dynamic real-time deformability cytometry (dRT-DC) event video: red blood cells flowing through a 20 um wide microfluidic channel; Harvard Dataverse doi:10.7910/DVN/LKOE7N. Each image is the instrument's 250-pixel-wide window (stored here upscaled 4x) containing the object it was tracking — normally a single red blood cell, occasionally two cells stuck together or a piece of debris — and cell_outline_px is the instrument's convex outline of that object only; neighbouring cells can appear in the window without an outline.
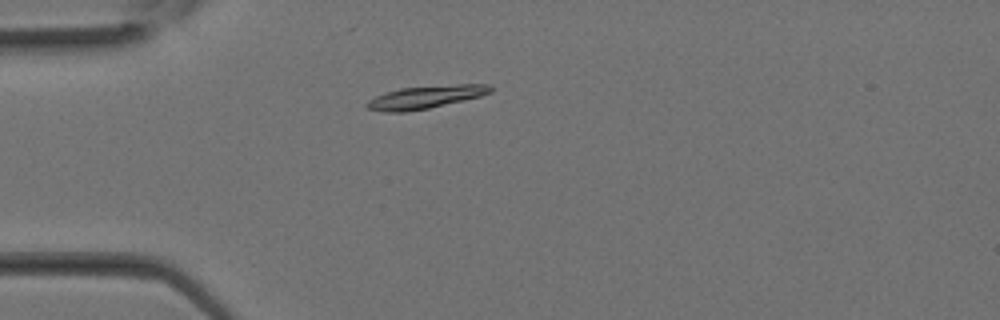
{"species": "Egyptian fruit bat (a non-hibernating species)", "species_latin": "Rousettus aegyptiacus", "temperature_condition": "room temperature", "stored_images_in_passage": 9, "camera_frame_rate_fps": 3000, "um_per_image_px": 0.085, "animal": {"sex": "female"}, "frame": {"image": 1, "passage_image": 6, "time_ms": 1.667, "image_size_px": [1000, 320], "cell_outline_px": [[492, 92], [480, 96], [428, 108], [404, 112], [384, 112], [368, 108], [364, 104], [368, 100], [376, 96], [400, 88], [460, 84], [492, 84]], "centroid_in_image_um": [36.18, 8.25], "position_along_channel_um": 48.8, "area_um2": 16.24}}
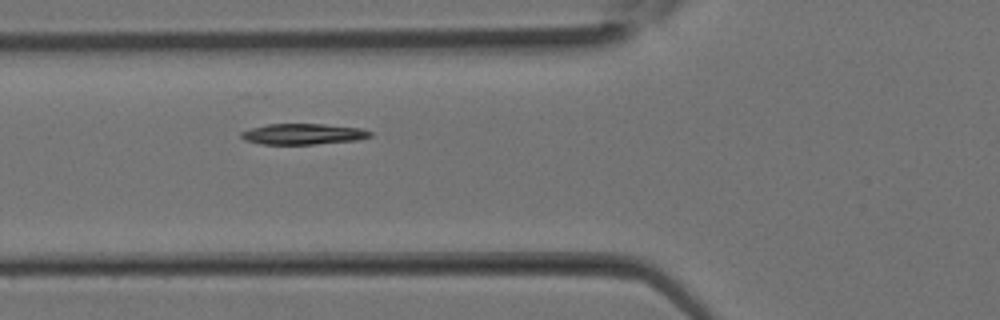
{"frame": {"image": 2, "passage_image": 9, "time_ms": 2.667, "image_size_px": [1000, 320], "cell_outline_px": [[372, 136], [356, 140], [312, 144], [260, 144], [244, 140], [240, 136], [240, 132], [252, 128], [268, 124], [324, 124], [364, 128], [372, 132]], "centroid_in_image_um": [25.77, 11.39], "position_along_channel_um": 100.0, "area_um2": 15.66}}